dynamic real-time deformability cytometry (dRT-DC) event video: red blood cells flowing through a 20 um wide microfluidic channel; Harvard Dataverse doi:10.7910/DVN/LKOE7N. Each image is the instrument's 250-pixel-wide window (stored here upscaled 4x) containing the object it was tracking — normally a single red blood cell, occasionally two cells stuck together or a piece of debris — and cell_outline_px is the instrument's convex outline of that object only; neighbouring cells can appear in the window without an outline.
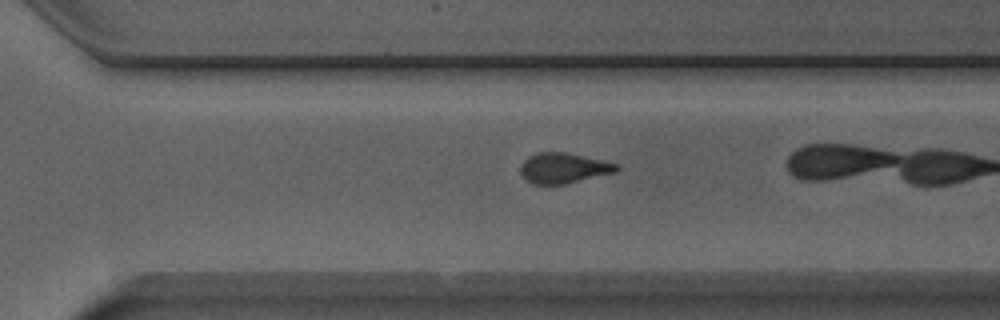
{"species": "Egyptian fruit bat (a non-hibernating species)", "species_latin": "Rousettus aegyptiacus", "temperature_condition": "room temperature", "stored_images_in_passage": 31, "camera_frame_rate_fps": 3000, "um_per_image_px": 0.085, "animal": {"sex": "male"}, "frame": {"image": 1, "passage_image": 27, "time_ms": 8.667, "image_size_px": [1000, 320], "cell_outline_px": [[620, 168], [616, 172], [564, 184], [532, 184], [520, 172], [520, 164], [528, 156], [536, 152], [564, 152], [620, 164]], "centroid_in_image_um": [47.9, 14.28], "position_along_channel_um": 322.7, "area_um2": 16.94}}